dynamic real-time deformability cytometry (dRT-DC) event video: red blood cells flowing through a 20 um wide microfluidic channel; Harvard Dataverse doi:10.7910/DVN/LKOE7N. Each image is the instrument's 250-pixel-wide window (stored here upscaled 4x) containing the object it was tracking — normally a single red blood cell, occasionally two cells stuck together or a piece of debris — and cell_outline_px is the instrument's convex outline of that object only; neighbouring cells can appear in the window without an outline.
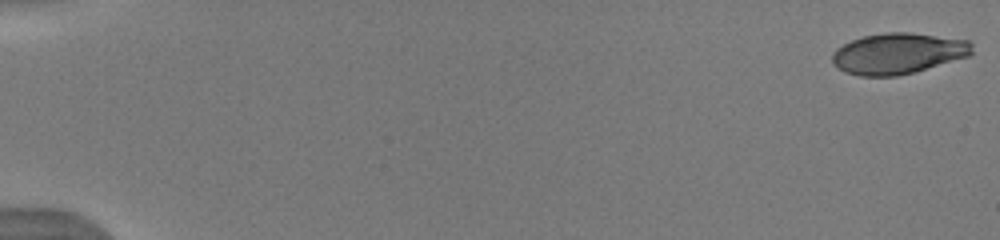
{"species": "human", "species_latin": "Homo sapiens", "temperature_condition": "warm", "stored_images_in_passage": 53, "camera_frame_rate_fps": 3000, "um_per_image_px": 0.085, "donor": {"sex": "male"}, "frame": {"image": 1, "passage_image": 1, "time_ms": 0.0, "image_size_px": [1000, 240], "cell_outline_px": [[972, 52], [968, 56], [916, 72], [896, 76], [860, 76], [844, 72], [832, 64], [832, 52], [836, 48], [852, 40], [864, 36], [884, 32], [908, 32], [968, 40], [972, 44]], "centroid_in_image_um": [76.3, 4.55], "position_along_channel_um": 8.7, "area_um2": 33.41}}
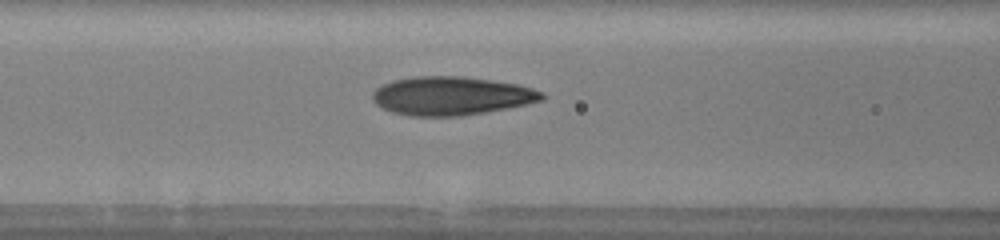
{"frame": {"image": 2, "passage_image": 24, "time_ms": 7.667, "image_size_px": [1000, 240], "cell_outline_px": [[544, 100], [528, 104], [508, 108], [460, 116], [408, 116], [392, 112], [376, 104], [372, 100], [372, 92], [376, 88], [392, 80], [416, 76], [460, 76], [492, 80], [516, 84], [532, 88], [544, 92]], "centroid_in_image_um": [38.36, 8.15], "position_along_channel_um": 128.2, "area_um2": 38.15}}
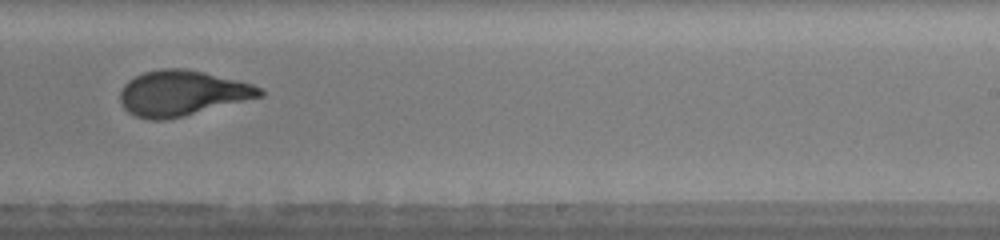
{"frame": {"image": 3, "passage_image": 35, "time_ms": 11.333, "image_size_px": [1000, 240], "cell_outline_px": [[264, 96], [164, 120], [148, 120], [136, 116], [128, 112], [120, 104], [120, 92], [124, 84], [128, 80], [144, 72], [160, 68], [184, 68], [204, 72], [252, 84], [264, 88]], "centroid_in_image_um": [15.46, 7.91], "position_along_channel_um": 273.5, "area_um2": 36.76}, "authors_computed_cell_mechanics": {"area_um2": 36.4718, "velocity_mm_per_s": 3.9698, "shape_relaxation_time_tau1_ms": 4.4808, "shape_relaxation_time_tau2_ms": 0.8251, "deformation_change_tau1": 0.214, "deformation_change_tau2": 0.0785}}